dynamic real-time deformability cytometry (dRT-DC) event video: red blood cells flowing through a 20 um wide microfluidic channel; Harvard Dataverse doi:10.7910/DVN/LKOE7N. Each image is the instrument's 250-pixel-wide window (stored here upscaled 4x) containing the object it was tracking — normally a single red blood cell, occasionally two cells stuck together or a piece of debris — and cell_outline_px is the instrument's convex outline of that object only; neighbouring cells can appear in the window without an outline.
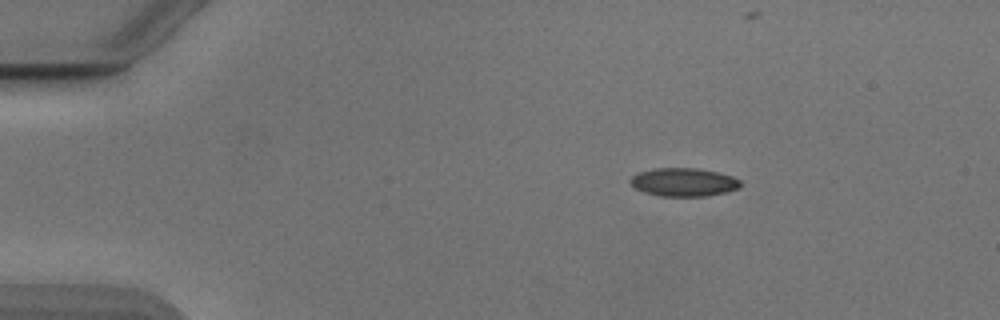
{"species": "Egyptian fruit bat (a non-hibernating species)", "species_latin": "Rousettus aegyptiacus", "temperature_condition": "cold", "stored_images_in_passage": 36, "camera_frame_rate_fps": 3000, "um_per_image_px": 0.085, "animal": {"sex": "male"}, "frame": {"image": 1, "passage_image": 1, "time_ms": 0.0, "image_size_px": [1000, 320], "cell_outline_px": [[740, 188], [728, 192], [704, 196], [660, 196], [644, 192], [636, 188], [628, 180], [632, 176], [640, 172], [656, 168], [696, 168], [716, 172], [732, 176], [740, 180]], "centroid_in_image_um": [58.12, 15.49], "position_along_channel_um": 26.9, "area_um2": 18.09}}
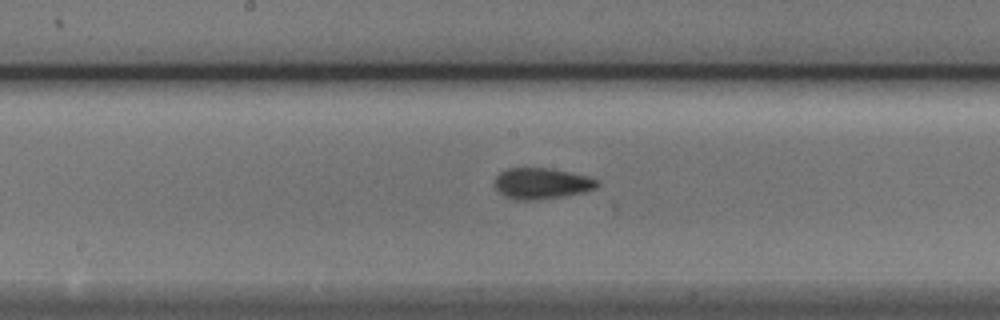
{"frame": {"image": 2, "passage_image": 20, "time_ms": 6.333, "image_size_px": [1000, 320], "cell_outline_px": [[600, 184], [596, 188], [584, 192], [564, 196], [536, 200], [512, 200], [504, 196], [492, 184], [496, 176], [500, 172], [508, 168], [548, 168], [568, 172], [600, 180]], "centroid_in_image_um": [46.0, 15.6], "position_along_channel_um": 202.2, "area_um2": 18.67}}
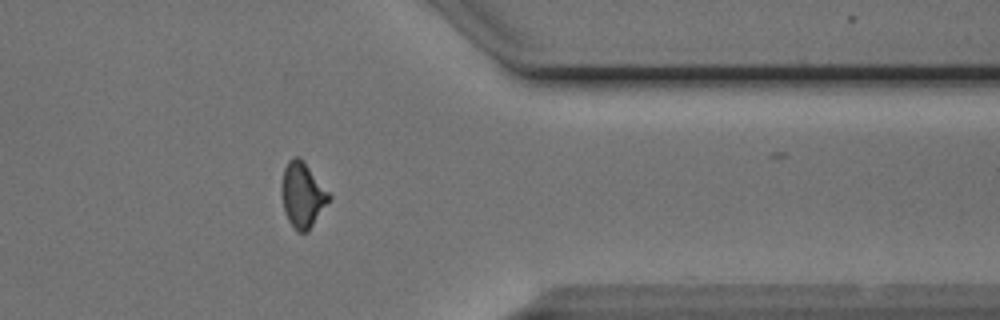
{"frame": {"image": 3, "passage_image": 35, "time_ms": 11.333, "image_size_px": [1000, 320], "cell_outline_px": [[332, 196], [308, 232], [296, 232], [288, 220], [284, 212], [280, 188], [284, 168], [288, 160], [296, 156], [300, 156]], "centroid_in_image_um": [25.69, 16.57], "position_along_channel_um": 385.7, "area_um2": 18.09}}